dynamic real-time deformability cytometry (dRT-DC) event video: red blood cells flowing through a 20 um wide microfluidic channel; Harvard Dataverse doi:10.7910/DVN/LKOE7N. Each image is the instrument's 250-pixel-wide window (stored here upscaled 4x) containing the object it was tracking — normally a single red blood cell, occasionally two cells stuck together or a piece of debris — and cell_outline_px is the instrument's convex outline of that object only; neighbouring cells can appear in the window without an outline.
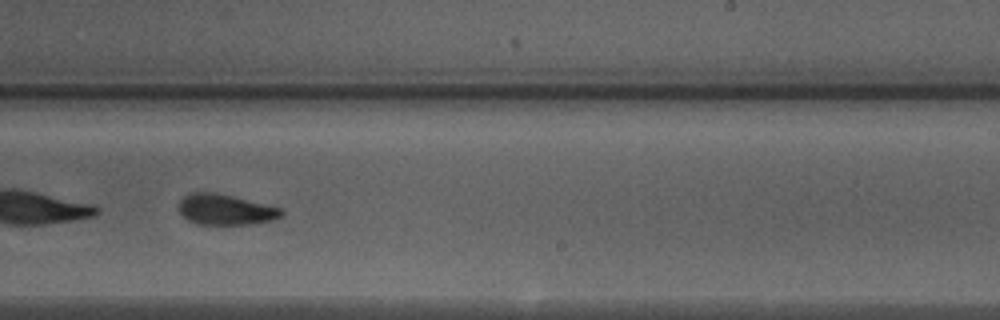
{"species": "Egyptian fruit bat (a non-hibernating species)", "species_latin": "Rousettus aegyptiacus", "temperature_condition": "warm", "stored_images_in_passage": 49, "segment_of_instrument_passage": [2, 2], "camera_frame_rate_fps": 3000, "um_per_image_px": 0.085, "animal": {"sex": "male"}, "frame": {"image": 1, "passage_image": 32, "time_ms": 10.333, "image_size_px": [1000, 320], "cell_outline_px": [[284, 212], [280, 216], [272, 220], [248, 224], [196, 224], [188, 220], [176, 208], [180, 200], [188, 192], [216, 192], [280, 208]], "centroid_in_image_um": [19.08, 17.8], "position_along_channel_um": 269.9, "area_um2": 18.21}}
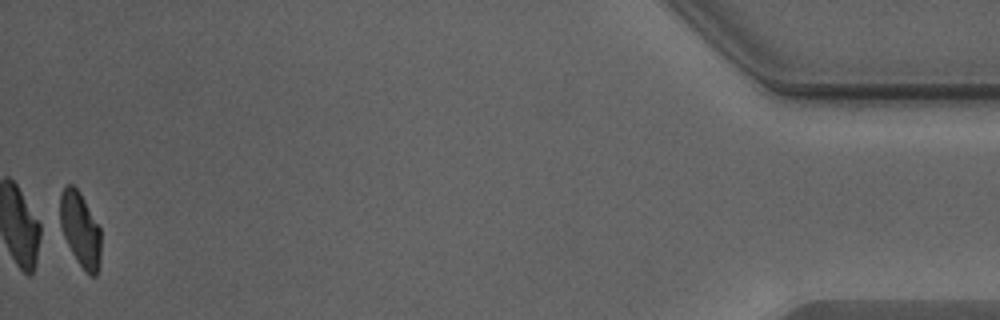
{"frame": {"image": 2, "passage_image": 49, "time_ms": 16.0, "image_size_px": [1000, 320], "cell_outline_px": [[100, 256], [96, 276], [92, 276], [76, 260], [56, 224], [60, 192], [68, 184], [72, 184], [80, 192], [100, 228]], "centroid_in_image_um": [6.74, 19.43], "position_along_channel_um": 428.5, "area_um2": 18.21}}